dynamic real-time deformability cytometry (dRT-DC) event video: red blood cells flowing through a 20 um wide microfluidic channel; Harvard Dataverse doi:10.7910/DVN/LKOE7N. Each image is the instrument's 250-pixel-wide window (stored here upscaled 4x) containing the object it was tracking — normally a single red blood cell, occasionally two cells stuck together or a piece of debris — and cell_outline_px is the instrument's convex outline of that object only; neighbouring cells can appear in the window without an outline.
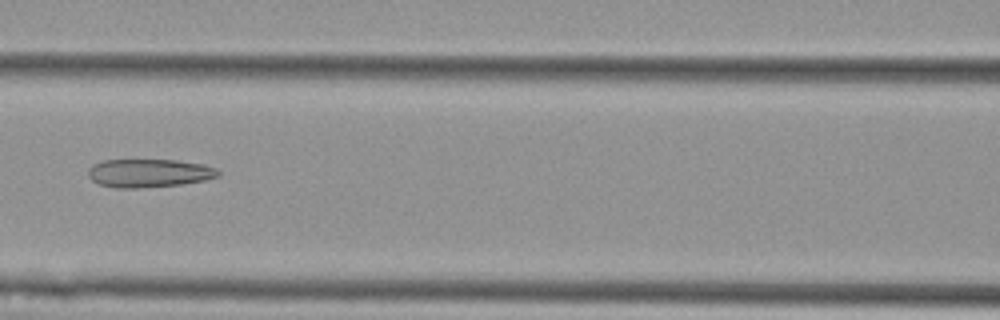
{"species": "Egyptian fruit bat (a non-hibernating species)", "species_latin": "Rousettus aegyptiacus", "temperature_condition": "cold", "stored_images_in_passage": 7, "camera_frame_rate_fps": 3000, "um_per_image_px": 0.085, "animal": {"sex": "female"}, "frame": {"image": 1, "passage_image": 7, "time_ms": 2.0, "image_size_px": [1000, 320], "cell_outline_px": [[220, 176], [204, 180], [180, 184], [136, 188], [116, 188], [100, 184], [92, 180], [88, 176], [88, 168], [92, 164], [104, 160], [176, 160], [204, 164], [216, 168], [220, 172]], "centroid_in_image_um": [12.66, 14.7], "position_along_channel_um": 153.9, "area_um2": 21.44}}